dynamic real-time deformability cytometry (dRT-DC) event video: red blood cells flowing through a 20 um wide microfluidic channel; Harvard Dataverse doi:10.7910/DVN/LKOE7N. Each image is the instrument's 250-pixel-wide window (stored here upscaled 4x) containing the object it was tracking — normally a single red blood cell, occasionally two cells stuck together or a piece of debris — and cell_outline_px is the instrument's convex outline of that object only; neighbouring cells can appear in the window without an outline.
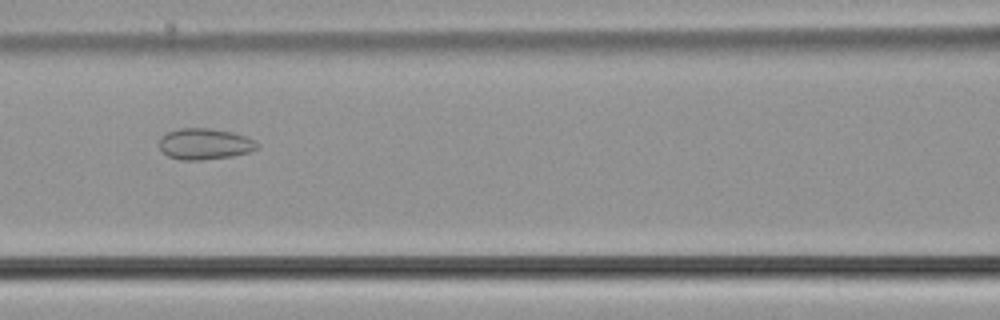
{"species": "common noctule bat (a hibernating species)", "species_latin": "Nyctalus noctula", "temperature_condition": "cold", "stored_images_in_passage": 54, "camera_frame_rate_fps": 3000, "um_per_image_px": 0.085, "animal": {"sex": "male", "body_mass_g": 21.5, "forearm_length_mm": 52.0}, "frame": {"image": 1, "passage_image": 24, "time_ms": 7.667, "image_size_px": [1000, 320], "cell_outline_px": [[260, 144], [256, 148], [248, 152], [232, 156], [200, 160], [184, 160], [168, 156], [160, 148], [160, 136], [168, 132], [180, 128], [208, 128], [232, 132], [244, 136]], "centroid_in_image_um": [17.38, 12.23], "position_along_channel_um": 149.2, "area_um2": 17.51}}
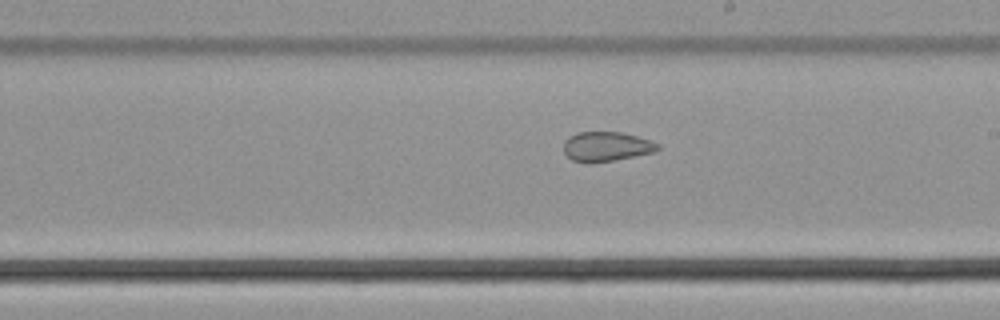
{"frame": {"image": 2, "passage_image": 31, "time_ms": 10.0, "image_size_px": [1000, 320], "cell_outline_px": [[660, 148], [656, 152], [612, 160], [572, 160], [564, 152], [564, 140], [568, 136], [576, 132], [620, 132], [636, 136], [660, 144]], "centroid_in_image_um": [51.56, 12.41], "position_along_channel_um": 237.4, "area_um2": 15.72}}
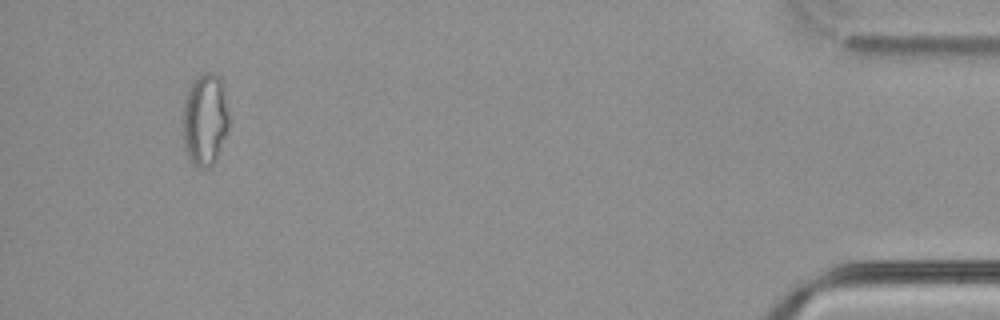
{"frame": {"image": 3, "passage_image": 51, "time_ms": 16.667, "image_size_px": [1000, 320], "cell_outline_px": [[232, 120], [228, 132], [212, 164], [208, 168], [196, 168], [188, 156], [184, 148], [184, 100], [188, 88], [192, 80], [204, 72], [212, 72], [220, 76], [224, 88]], "centroid_in_image_um": [17.47, 10.12], "position_along_channel_um": 417.7, "area_um2": 25.32}, "authors_computed_cell_mechanics": {"area_um2": 22.4842, "velocity_mm_per_s": 3.7894, "shape_relaxation_time_tau1_ms": null, "shape_relaxation_time_tau2_ms": 2.7625, "deformation_change_tau1": null, "deformation_change_tau2": 0.0946}}